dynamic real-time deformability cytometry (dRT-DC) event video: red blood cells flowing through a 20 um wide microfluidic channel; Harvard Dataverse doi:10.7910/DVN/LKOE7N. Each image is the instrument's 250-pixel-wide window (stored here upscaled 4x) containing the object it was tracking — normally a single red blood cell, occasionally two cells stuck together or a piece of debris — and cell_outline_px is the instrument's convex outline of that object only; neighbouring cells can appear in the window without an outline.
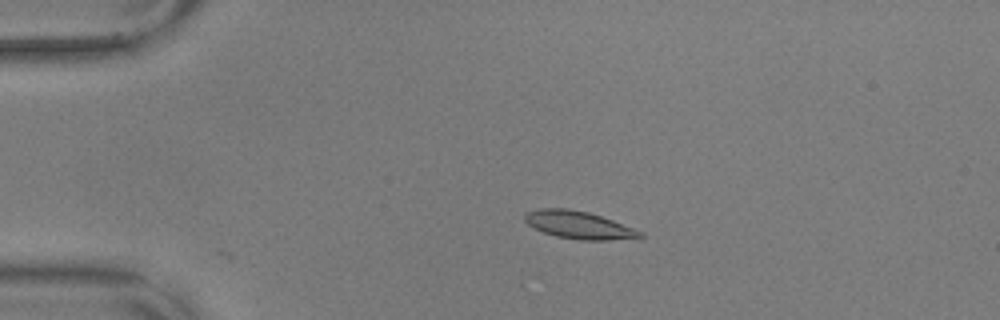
{"species": "common noctule bat (a hibernating species)", "species_latin": "Nyctalus noctula", "temperature_condition": "warm", "stored_images_in_passage": 45, "camera_frame_rate_fps": 3000, "um_per_image_px": 0.085, "animal": {"sex": "male", "body_mass_g": 17.9, "forearm_length_mm": 54.2}, "frame": {"image": 1, "passage_image": 1, "time_ms": 0.0, "image_size_px": [1000, 320], "cell_outline_px": [[644, 236], [640, 240], [580, 240], [556, 236], [544, 232], [528, 224], [524, 220], [524, 212], [540, 208], [568, 208], [588, 212], [612, 220], [644, 232]], "centroid_in_image_um": [49.27, 19.14], "position_along_channel_um": 35.7, "area_um2": 18.84}}
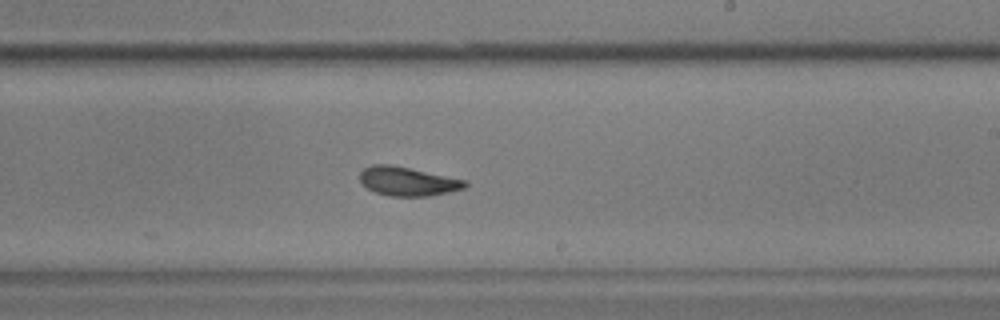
{"frame": {"image": 2, "passage_image": 23, "time_ms": 7.333, "image_size_px": [1000, 320], "cell_outline_px": [[468, 184], [464, 188], [448, 192], [428, 196], [388, 196], [376, 192], [368, 188], [360, 180], [360, 172], [364, 168], [372, 164], [388, 164], [468, 180]], "centroid_in_image_um": [34.66, 15.41], "position_along_channel_um": 254.3, "area_um2": 17.57}}
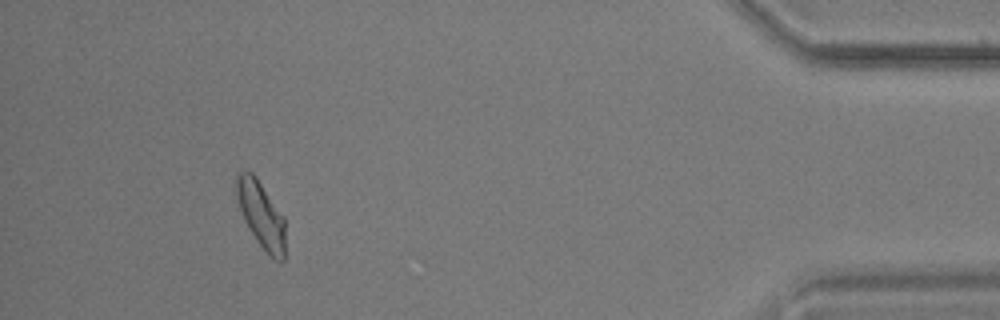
{"frame": {"image": 3, "passage_image": 41, "time_ms": 13.333, "image_size_px": [1000, 320], "cell_outline_px": [[284, 260], [276, 260], [256, 240], [248, 228], [244, 220], [240, 208], [236, 192], [236, 172], [252, 172], [256, 176], [284, 216]], "centroid_in_image_um": [22.18, 18.2], "position_along_channel_um": 413.0, "area_um2": 18.55}, "authors_computed_cell_mechanics": {"area_um2": 18.4382, "velocity_mm_per_s": 3.5799, "shape_relaxation_time_tau1_ms": 4.4308, "shape_relaxation_time_tau2_ms": 1.861, "deformation_change_tau1": 0.1098, "deformation_change_tau2": 0.0803}}